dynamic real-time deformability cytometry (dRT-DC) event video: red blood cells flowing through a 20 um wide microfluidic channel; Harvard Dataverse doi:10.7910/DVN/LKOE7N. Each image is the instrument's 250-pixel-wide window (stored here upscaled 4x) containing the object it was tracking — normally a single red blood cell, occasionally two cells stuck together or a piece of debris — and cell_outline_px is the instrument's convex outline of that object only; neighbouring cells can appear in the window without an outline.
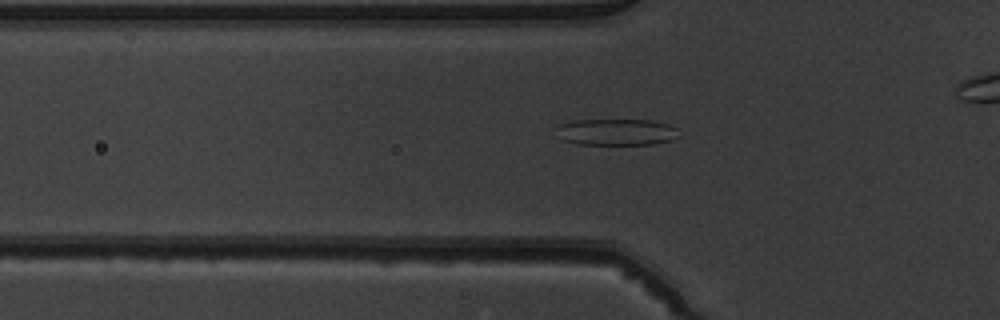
{"species": "common noctule bat (a hibernating species)", "species_latin": "Nyctalus noctula", "temperature_condition": "warm", "stored_images_in_passage": 27, "segment_of_instrument_passage": [1, 2], "camera_frame_rate_fps": 3000, "um_per_image_px": 0.085, "animal": {"sex": "male", "body_mass_g": 19.5, "forearm_length_mm": 54.6}, "frame": {"image": 1, "passage_image": 2, "time_ms": 0.333, "image_size_px": [1000, 320], "cell_outline_px": [[680, 136], [672, 140], [652, 144], [576, 144], [560, 140], [556, 128], [556, 124], [576, 120], [652, 120], [668, 124], [680, 128]], "centroid_in_image_um": [52.41, 11.22], "position_along_channel_um": 73.4, "area_um2": 19.31}}
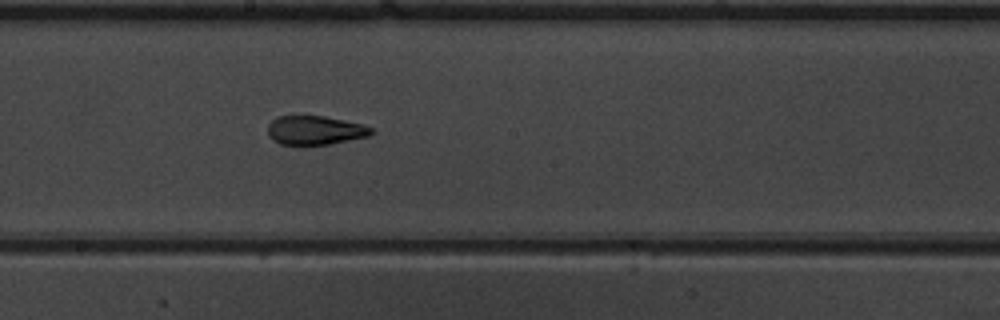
{"frame": {"image": 2, "passage_image": 13, "time_ms": 4.0, "image_size_px": [1000, 320], "cell_outline_px": [[376, 132], [368, 136], [328, 144], [280, 144], [272, 140], [268, 136], [268, 124], [272, 120], [280, 116], [324, 116], [344, 120], [360, 124], [372, 128]], "centroid_in_image_um": [26.76, 11.07], "position_along_channel_um": 221.4, "area_um2": 17.28}}
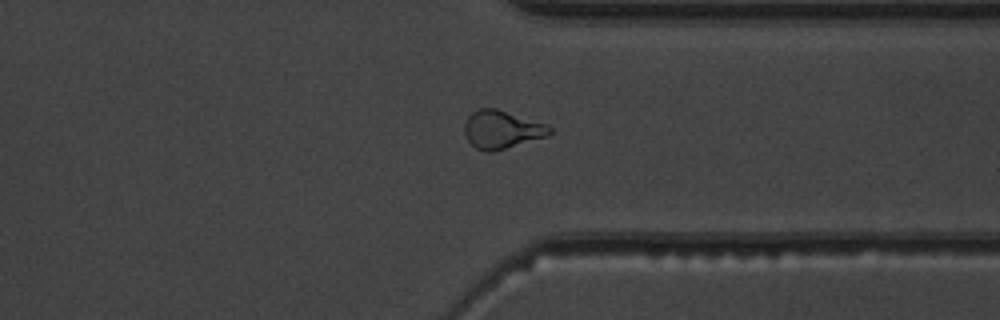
{"frame": {"image": 3, "passage_image": 24, "time_ms": 7.667, "image_size_px": [1000, 320], "cell_outline_px": [[552, 132], [548, 136], [492, 152], [488, 152], [476, 148], [464, 136], [464, 124], [468, 116], [472, 112], [480, 108], [496, 108], [548, 124], [552, 128]], "centroid_in_image_um": [42.66, 11.0], "position_along_channel_um": 368.7, "area_um2": 19.02}}